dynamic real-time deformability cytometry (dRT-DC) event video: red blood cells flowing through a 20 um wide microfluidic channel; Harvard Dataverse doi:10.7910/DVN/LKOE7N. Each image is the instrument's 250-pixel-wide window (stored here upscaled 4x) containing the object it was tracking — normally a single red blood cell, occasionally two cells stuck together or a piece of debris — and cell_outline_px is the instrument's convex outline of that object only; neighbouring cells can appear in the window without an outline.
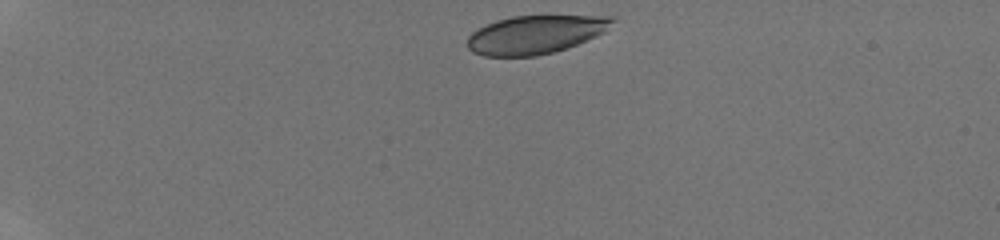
{"species": "human", "species_latin": "Homo sapiens", "temperature_condition": "room temperature", "stored_images_in_passage": 54, "camera_frame_rate_fps": 3000, "um_per_image_px": 0.085, "donor": {"sex": "male"}, "frame": {"image": 1, "passage_image": 1, "time_ms": 0.0, "image_size_px": [1000, 240], "cell_outline_px": [[616, 20], [604, 32], [596, 36], [576, 44], [552, 52], [536, 56], [484, 56], [472, 52], [468, 48], [468, 36], [476, 28], [496, 20], [512, 16], [616, 16]], "centroid_in_image_um": [45.48, 2.93], "position_along_channel_um": 39.5, "area_um2": 32.31}}
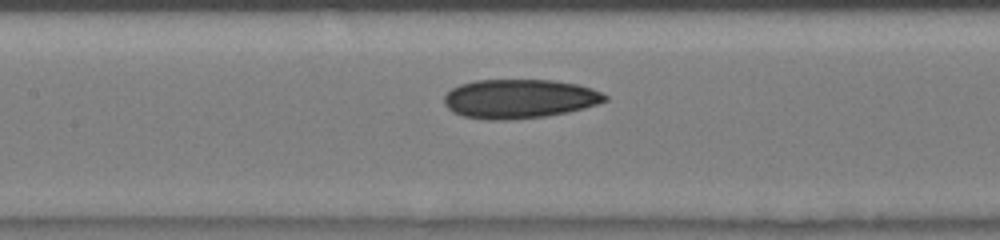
{"frame": {"image": 2, "passage_image": 21, "time_ms": 5.0, "image_size_px": [1000, 240], "cell_outline_px": [[608, 100], [584, 108], [568, 112], [544, 116], [508, 120], [488, 120], [464, 116], [452, 112], [444, 104], [444, 96], [452, 88], [460, 84], [476, 80], [552, 80], [576, 84], [592, 88], [608, 96]], "centroid_in_image_um": [44.13, 8.4], "position_along_channel_um": 163.3, "area_um2": 36.65}}
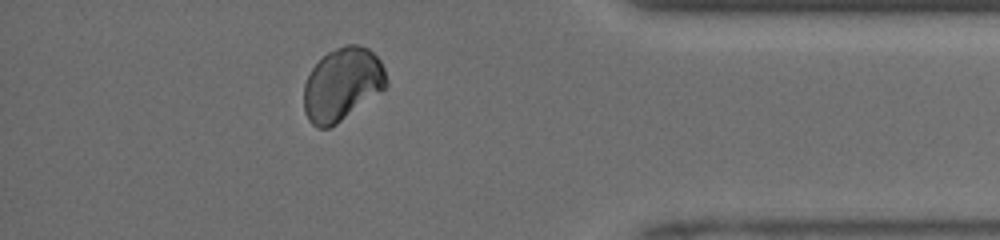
{"frame": {"image": 3, "passage_image": 47, "time_ms": 11.333, "image_size_px": [1000, 240], "cell_outline_px": [[388, 84], [380, 92], [336, 124], [328, 128], [316, 128], [308, 120], [304, 112], [304, 84], [312, 68], [328, 52], [336, 48], [348, 44], [356, 44], [368, 48], [380, 60], [384, 68], [388, 80]], "centroid_in_image_um": [29.08, 7.17], "position_along_channel_um": 406.1, "area_um2": 34.91}}